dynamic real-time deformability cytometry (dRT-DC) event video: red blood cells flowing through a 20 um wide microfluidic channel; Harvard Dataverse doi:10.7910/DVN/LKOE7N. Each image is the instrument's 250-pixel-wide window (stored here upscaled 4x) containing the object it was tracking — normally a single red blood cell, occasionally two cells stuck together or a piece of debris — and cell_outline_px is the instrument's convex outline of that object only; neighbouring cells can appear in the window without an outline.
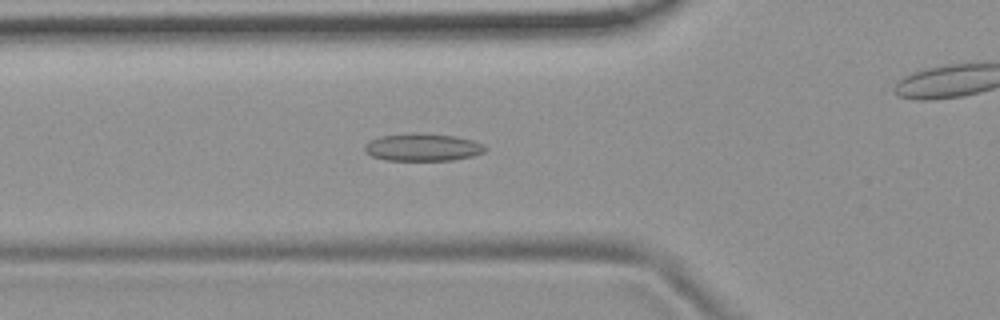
{"species": "common noctule bat (a hibernating species)", "species_latin": "Nyctalus noctula", "temperature_condition": "room temperature", "stored_images_in_passage": 55, "camera_frame_rate_fps": 3000, "um_per_image_px": 0.085, "animal": {"sex": "female", "body_mass_g": 19.9}, "frame": {"image": 1, "passage_image": 19, "time_ms": 6.0, "image_size_px": [1000, 320], "cell_outline_px": [[488, 148], [484, 152], [472, 156], [452, 160], [388, 160], [372, 156], [364, 152], [364, 144], [380, 136], [412, 132], [416, 132], [456, 136], [472, 140], [484, 144]], "centroid_in_image_um": [35.93, 12.5], "position_along_channel_um": 89.9, "area_um2": 19.48}}
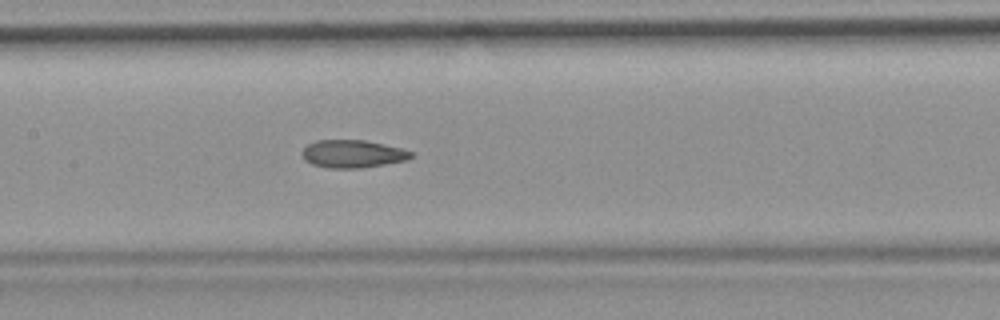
{"frame": {"image": 2, "passage_image": 26, "time_ms": 8.333, "image_size_px": [1000, 320], "cell_outline_px": [[412, 156], [408, 160], [360, 168], [328, 168], [312, 164], [304, 160], [300, 152], [308, 144], [316, 140], [364, 140], [384, 144], [400, 148], [412, 152]], "centroid_in_image_um": [29.94, 13.08], "position_along_channel_um": 177.5, "area_um2": 17.63}}
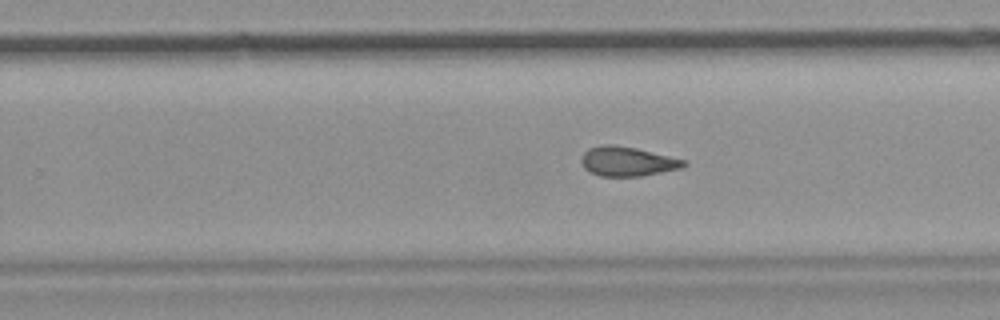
{"frame": {"image": 3, "passage_image": 34, "time_ms": 11.0, "image_size_px": [1000, 320], "cell_outline_px": [[688, 164], [680, 168], [640, 176], [600, 176], [588, 172], [584, 168], [580, 160], [584, 152], [588, 148], [604, 144], [612, 144], [636, 148], [688, 160]], "centroid_in_image_um": [53.31, 13.71], "position_along_channel_um": 276.5, "area_um2": 17.69}, "authors_computed_cell_mechanics": {"area_um2": 18.207, "velocity_mm_per_s": 3.7308, "shape_relaxation_time_tau1_ms": null, "shape_relaxation_time_tau2_ms": 2.8388, "deformation_change_tau1": null, "deformation_change_tau2": 0.097}}